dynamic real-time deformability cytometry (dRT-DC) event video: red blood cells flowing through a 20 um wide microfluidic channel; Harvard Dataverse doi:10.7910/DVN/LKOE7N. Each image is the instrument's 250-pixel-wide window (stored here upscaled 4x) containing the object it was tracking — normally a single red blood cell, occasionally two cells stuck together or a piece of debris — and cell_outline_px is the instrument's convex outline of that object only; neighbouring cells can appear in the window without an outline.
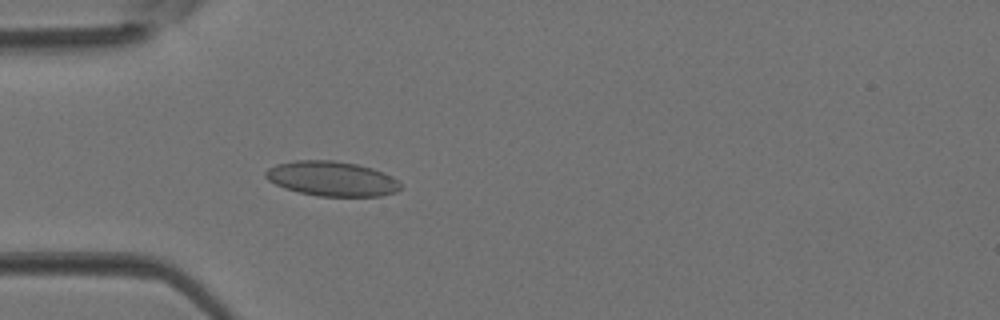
{"species": "Egyptian fruit bat (a non-hibernating species)", "species_latin": "Rousettus aegyptiacus", "temperature_condition": "room temperature", "stored_images_in_passage": 4, "camera_frame_rate_fps": 3000, "um_per_image_px": 0.085, "animal": {"sex": "female"}, "frame": {"image": 1, "passage_image": 4, "time_ms": 1.0, "image_size_px": [1000, 320], "cell_outline_px": [[404, 188], [396, 192], [380, 196], [316, 196], [284, 188], [268, 180], [264, 176], [264, 172], [268, 168], [276, 164], [296, 160], [332, 160], [356, 164], [372, 168], [384, 172], [392, 176]], "centroid_in_image_um": [28.21, 15.19], "position_along_channel_um": 56.8, "area_um2": 27.46}}